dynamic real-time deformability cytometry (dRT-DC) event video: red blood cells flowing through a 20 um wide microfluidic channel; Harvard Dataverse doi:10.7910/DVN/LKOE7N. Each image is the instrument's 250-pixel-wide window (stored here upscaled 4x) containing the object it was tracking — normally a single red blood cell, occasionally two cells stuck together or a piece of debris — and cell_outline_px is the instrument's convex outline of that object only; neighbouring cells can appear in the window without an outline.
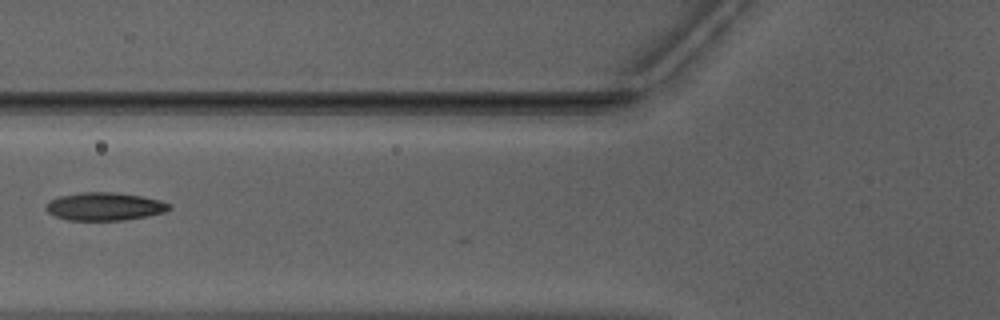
{"species": "Egyptian fruit bat (a non-hibernating species)", "species_latin": "Rousettus aegyptiacus", "temperature_condition": "warm", "stored_images_in_passage": 5, "camera_frame_rate_fps": 3000, "um_per_image_px": 0.085, "animal": {"sex": "male"}, "frame": {"image": 1, "passage_image": 4, "time_ms": 1.0, "image_size_px": [1000, 320], "cell_outline_px": [[172, 208], [164, 212], [148, 216], [124, 220], [68, 220], [56, 216], [48, 212], [44, 208], [44, 204], [60, 196], [80, 192], [112, 192], [140, 196], [160, 200], [172, 204]], "centroid_in_image_um": [8.9, 17.55], "position_along_channel_um": 116.9, "area_um2": 20.11}}